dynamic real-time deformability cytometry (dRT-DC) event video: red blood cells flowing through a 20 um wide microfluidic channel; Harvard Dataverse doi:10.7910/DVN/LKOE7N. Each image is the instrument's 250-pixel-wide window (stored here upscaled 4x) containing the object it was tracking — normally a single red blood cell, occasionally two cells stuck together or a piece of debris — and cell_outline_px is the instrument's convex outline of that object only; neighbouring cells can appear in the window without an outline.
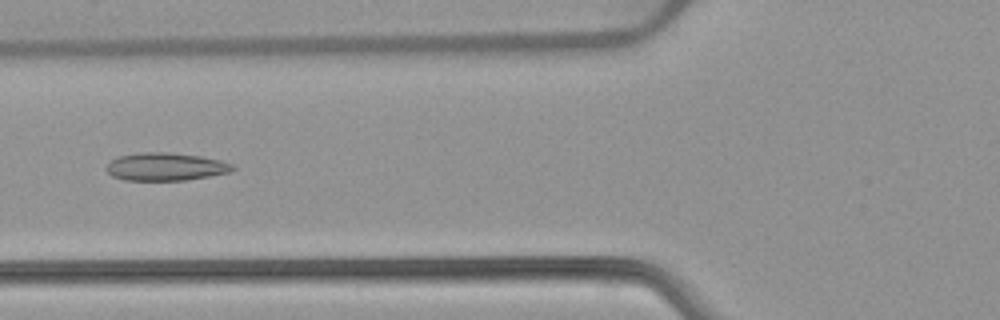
{"species": "common noctule bat (a hibernating species)", "species_latin": "Nyctalus noctula", "temperature_condition": "warm", "stored_images_in_passage": 52, "camera_frame_rate_fps": 3000, "um_per_image_px": 0.085, "animal": {"sex": "female", "body_mass_g": 22.7, "forearm_length_mm": 54.2}, "frame": {"image": 1, "passage_image": 20, "time_ms": 6.333, "image_size_px": [1000, 320], "cell_outline_px": [[236, 168], [232, 172], [184, 180], [124, 180], [112, 176], [104, 168], [116, 156], [140, 152], [168, 152], [200, 156], [220, 160], [232, 164]], "centroid_in_image_um": [14.06, 14.16], "position_along_channel_um": 111.7, "area_um2": 20.58}}
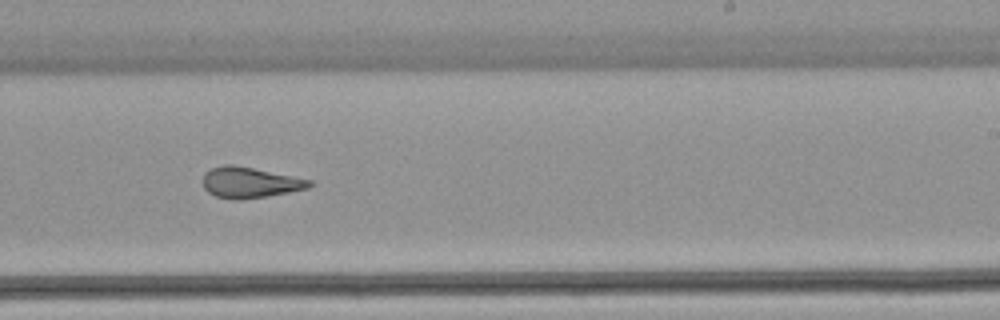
{"frame": {"image": 2, "passage_image": 32, "time_ms": 10.333, "image_size_px": [1000, 320], "cell_outline_px": [[312, 184], [308, 188], [268, 196], [240, 200], [236, 200], [216, 196], [208, 192], [204, 188], [204, 172], [212, 168], [224, 164], [232, 164], [312, 180]], "centroid_in_image_um": [21.22, 15.52], "position_along_channel_um": 267.8, "area_um2": 18.9}}
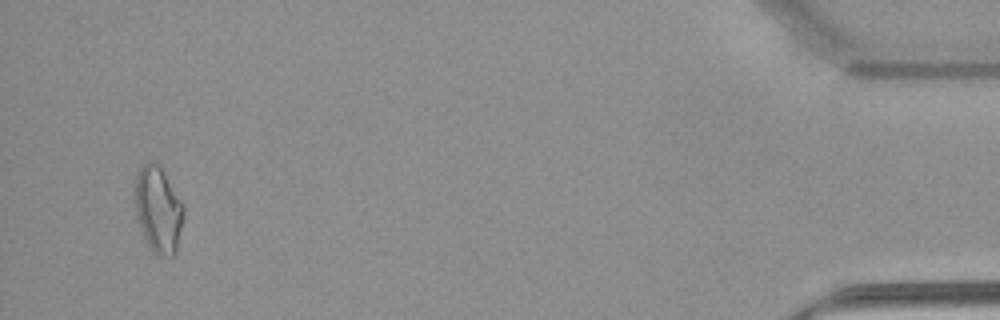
{"frame": {"image": 3, "passage_image": 50, "time_ms": 16.333, "image_size_px": [1000, 320], "cell_outline_px": [[184, 216], [176, 252], [172, 256], [160, 256], [152, 252], [144, 236], [136, 216], [136, 176], [144, 160], [152, 160], [160, 168], [184, 204]], "centroid_in_image_um": [13.46, 17.83], "position_along_channel_um": 421.7, "area_um2": 24.22}, "authors_computed_cell_mechanics": {"area_um2": 21.1548, "velocity_mm_per_s": 3.9042, "shape_relaxation_time_tau1_ms": null, "shape_relaxation_time_tau2_ms": 1.9508, "deformation_change_tau1": null, "deformation_change_tau2": 0.1128}}